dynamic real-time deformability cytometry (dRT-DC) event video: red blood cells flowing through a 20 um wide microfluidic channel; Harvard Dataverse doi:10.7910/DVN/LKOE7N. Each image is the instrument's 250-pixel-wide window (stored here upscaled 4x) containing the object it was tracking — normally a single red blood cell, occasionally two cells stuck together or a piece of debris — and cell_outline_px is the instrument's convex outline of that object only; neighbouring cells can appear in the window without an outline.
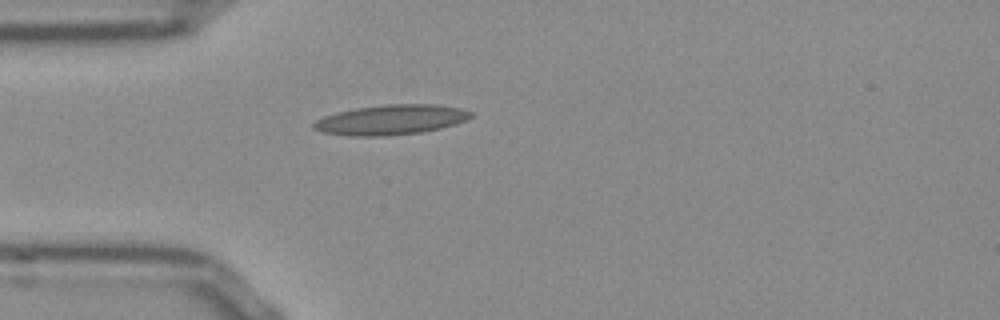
{"species": "Egyptian fruit bat (a non-hibernating species)", "species_latin": "Rousettus aegyptiacus", "temperature_condition": "room temperature", "stored_images_in_passage": 30, "camera_frame_rate_fps": 3000, "um_per_image_px": 0.085, "frame": {"image": 1, "passage_image": 1, "time_ms": 0.0, "image_size_px": [1000, 320], "cell_outline_px": [[472, 116], [468, 120], [456, 124], [440, 128], [420, 132], [388, 136], [352, 136], [324, 132], [312, 128], [312, 124], [316, 120], [324, 116], [336, 112], [356, 108], [388, 104], [436, 104], [460, 108], [472, 112]], "centroid_in_image_um": [33.24, 10.18], "position_along_channel_um": 51.8, "area_um2": 27.46}}
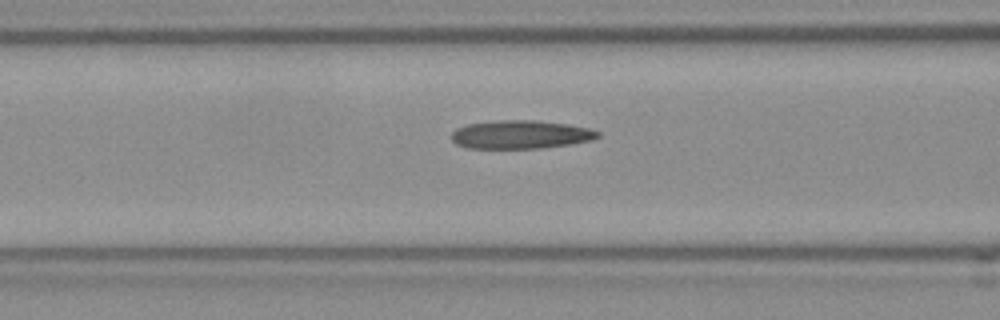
{"frame": {"image": 2, "passage_image": 7, "time_ms": 2.0, "image_size_px": [1000, 320], "cell_outline_px": [[600, 136], [592, 140], [544, 148], [468, 148], [456, 144], [452, 140], [452, 132], [456, 128], [468, 124], [500, 120], [536, 120], [568, 124], [588, 128], [600, 132]], "centroid_in_image_um": [44.25, 11.43], "position_along_channel_um": 122.3, "area_um2": 24.16}}
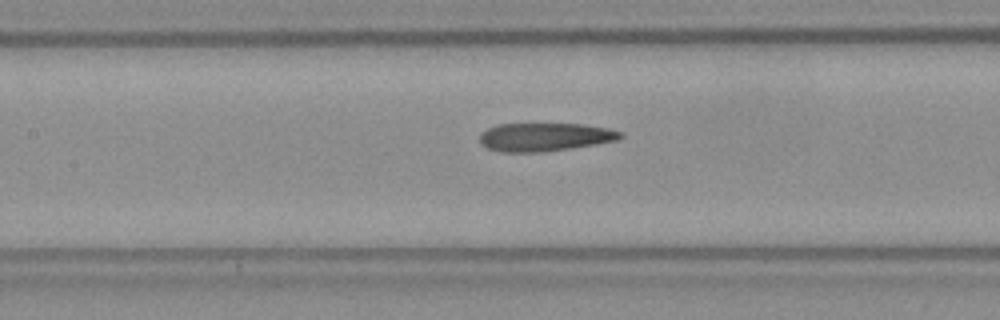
{"frame": {"image": 3, "passage_image": 10, "time_ms": 3.0, "image_size_px": [1000, 320], "cell_outline_px": [[624, 136], [616, 140], [596, 144], [572, 148], [540, 152], [500, 152], [488, 148], [480, 144], [480, 136], [488, 128], [500, 124], [584, 124], [608, 128], [624, 132]], "centroid_in_image_um": [46.34, 11.65], "position_along_channel_um": 161.1, "area_um2": 23.18}, "authors_computed_cell_mechanics": {"area_um2": 23.7558, "velocity_mm_per_s": 3.837, "shape_relaxation_time_tau1_ms": null, "shape_relaxation_time_tau2_ms": 5.2827, "deformation_change_tau1": null, "deformation_change_tau2": 0.1792}}